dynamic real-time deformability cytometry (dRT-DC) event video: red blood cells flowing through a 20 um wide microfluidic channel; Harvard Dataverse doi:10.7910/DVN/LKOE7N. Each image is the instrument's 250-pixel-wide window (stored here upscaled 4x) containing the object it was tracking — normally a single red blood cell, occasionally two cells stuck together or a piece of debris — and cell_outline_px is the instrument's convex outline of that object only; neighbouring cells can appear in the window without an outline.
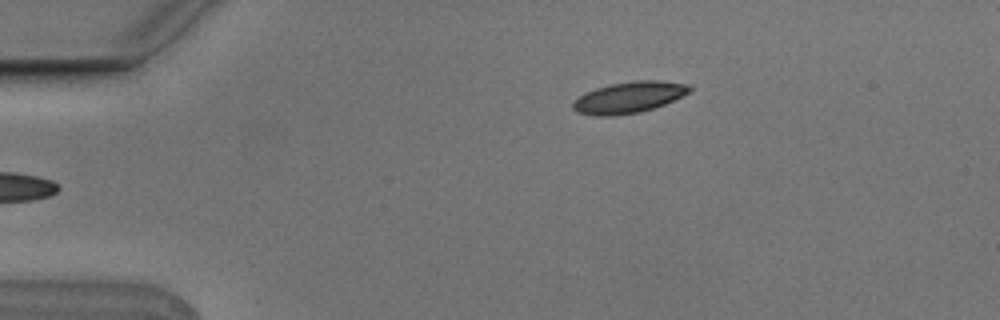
{"species": "Egyptian fruit bat (a non-hibernating species)", "species_latin": "Rousettus aegyptiacus", "temperature_condition": "cold", "stored_images_in_passage": 4, "camera_frame_rate_fps": 3000, "um_per_image_px": 0.085, "animal": {"sex": "male"}, "frame": {"image": 1, "passage_image": 4, "time_ms": 1.0, "image_size_px": [1000, 320], "cell_outline_px": [[692, 92], [664, 104], [640, 112], [612, 116], [596, 116], [576, 112], [572, 108], [572, 104], [584, 92], [596, 88], [612, 84], [636, 80], [660, 80], [688, 84], [692, 88]], "centroid_in_image_um": [53.47, 8.27], "position_along_channel_um": 31.5, "area_um2": 21.27}}